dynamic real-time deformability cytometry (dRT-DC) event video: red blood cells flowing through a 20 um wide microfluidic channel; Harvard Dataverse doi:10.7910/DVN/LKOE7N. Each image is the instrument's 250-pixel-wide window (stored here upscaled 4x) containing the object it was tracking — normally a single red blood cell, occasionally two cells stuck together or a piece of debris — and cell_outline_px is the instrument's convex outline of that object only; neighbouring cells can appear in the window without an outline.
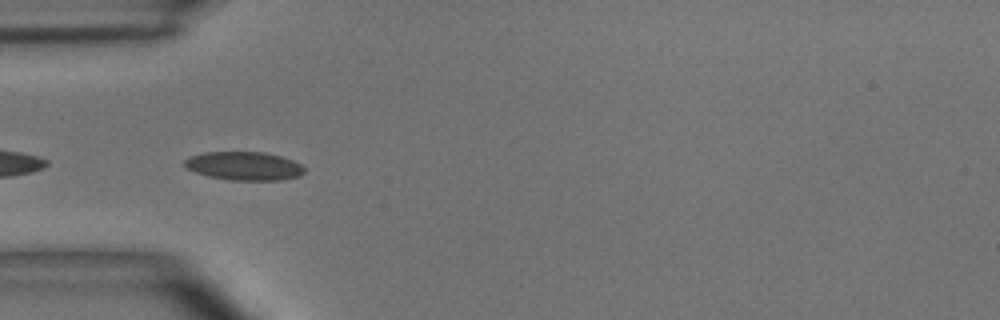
{"species": "common noctule bat (a hibernating species)", "species_latin": "Nyctalus noctula", "temperature_condition": "room temperature", "stored_images_in_passage": 15, "camera_frame_rate_fps": 3000, "um_per_image_px": 0.085, "animal": {"sex": "male", "body_mass_g": 15.6}, "frame": {"image": 1, "passage_image": 11, "time_ms": 3.333, "image_size_px": [1000, 320], "cell_outline_px": [[304, 172], [300, 176], [284, 180], [232, 180], [208, 176], [196, 172], [188, 168], [184, 164], [184, 160], [192, 156], [204, 152], [264, 152], [280, 156], [292, 160], [300, 164], [304, 168]], "centroid_in_image_um": [20.78, 14.11], "position_along_channel_um": 64.2, "area_um2": 19.77}}